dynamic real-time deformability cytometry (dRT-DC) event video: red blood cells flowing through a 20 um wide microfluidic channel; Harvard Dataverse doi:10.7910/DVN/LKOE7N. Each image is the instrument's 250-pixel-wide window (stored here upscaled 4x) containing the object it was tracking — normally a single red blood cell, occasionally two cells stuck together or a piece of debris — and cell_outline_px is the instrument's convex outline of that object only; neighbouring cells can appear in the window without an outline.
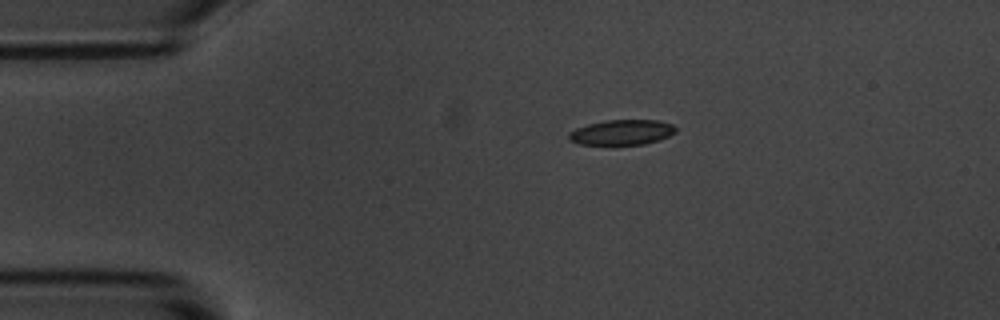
{"species": "common noctule bat (a hibernating species)", "species_latin": "Nyctalus noctula", "temperature_condition": "room temperature", "stored_images_in_passage": 3, "camera_frame_rate_fps": 3000, "um_per_image_px": 0.085, "animal": {"sex": "male", "body_mass_g": 20.1, "forearm_length_mm": 53.5}, "frame": {"image": 1, "passage_image": 1, "time_ms": 0.0, "image_size_px": [1000, 320], "cell_outline_px": [[676, 132], [660, 140], [644, 144], [580, 144], [568, 140], [568, 132], [576, 128], [588, 124], [604, 120], [660, 120], [672, 124], [676, 128]], "centroid_in_image_um": [52.85, 11.24], "position_along_channel_um": 32.1, "area_um2": 15.72}}
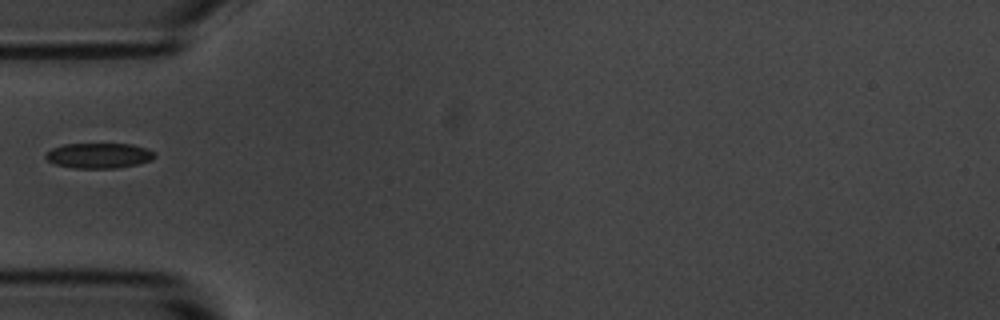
{"frame": {"image": 2, "passage_image": 3, "time_ms": 2.333, "image_size_px": [1000, 320], "cell_outline_px": [[156, 156], [152, 160], [136, 164], [116, 168], [72, 168], [56, 164], [48, 160], [44, 156], [44, 152], [52, 148], [64, 144], [132, 144], [148, 148], [156, 152]], "centroid_in_image_um": [8.42, 13.22], "position_along_channel_um": 76.6, "area_um2": 16.18}}